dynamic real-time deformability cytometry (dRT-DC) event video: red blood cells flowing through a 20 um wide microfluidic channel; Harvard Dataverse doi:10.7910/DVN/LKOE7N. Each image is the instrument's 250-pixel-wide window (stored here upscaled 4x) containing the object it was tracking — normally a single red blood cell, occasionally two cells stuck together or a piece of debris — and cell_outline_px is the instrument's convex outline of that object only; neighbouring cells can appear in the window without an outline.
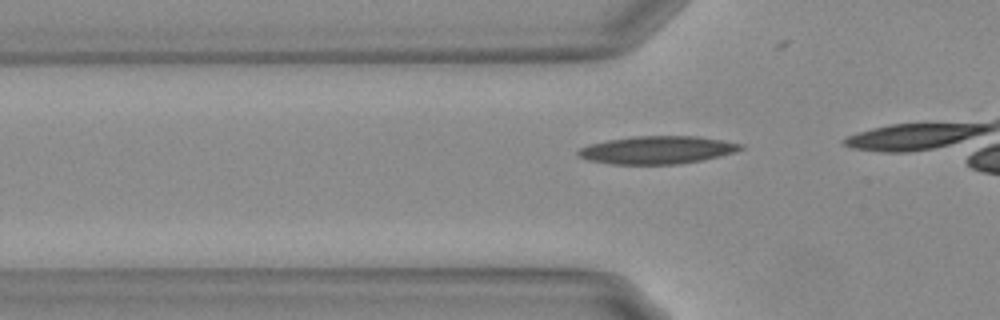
{"species": "Egyptian fruit bat (a non-hibernating species)", "species_latin": "Rousettus aegyptiacus", "temperature_condition": "warm", "stored_images_in_passage": 12, "camera_frame_rate_fps": 3000, "um_per_image_px": 0.085, "animal": {"sex": "female"}, "frame": {"image": 1, "passage_image": 7, "time_ms": 2.0, "image_size_px": [1000, 320], "cell_outline_px": [[744, 148], [736, 152], [720, 156], [680, 164], [612, 164], [588, 160], [580, 156], [576, 152], [580, 148], [588, 144], [608, 140], [632, 136], [700, 136], [724, 140], [744, 144]], "centroid_in_image_um": [55.9, 12.74], "position_along_channel_um": 69.9, "area_um2": 26.47}}